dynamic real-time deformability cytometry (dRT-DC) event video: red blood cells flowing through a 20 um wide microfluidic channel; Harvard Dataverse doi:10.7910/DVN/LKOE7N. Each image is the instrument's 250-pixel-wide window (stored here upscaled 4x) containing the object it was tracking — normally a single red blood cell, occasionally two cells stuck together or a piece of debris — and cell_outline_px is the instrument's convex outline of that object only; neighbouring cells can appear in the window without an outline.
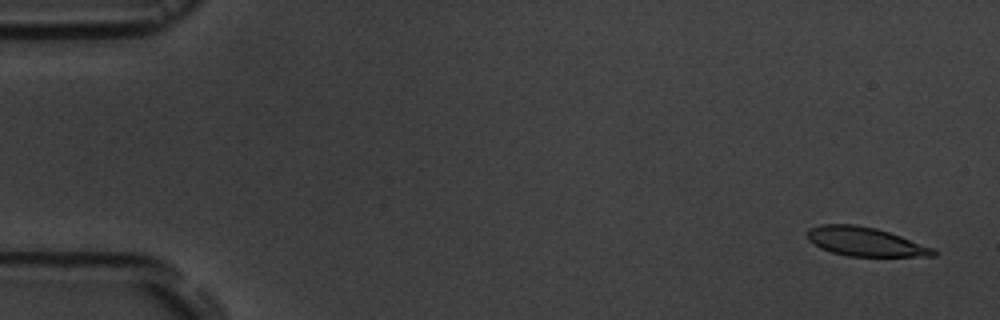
{"species": "common noctule bat (a hibernating species)", "species_latin": "Nyctalus noctula", "temperature_condition": "room temperature", "stored_images_in_passage": 5, "camera_frame_rate_fps": 3000, "um_per_image_px": 0.085, "animal": {"sex": "male", "body_mass_g": 19.5, "forearm_length_mm": 54.6}, "frame": {"image": 1, "passage_image": 1, "time_ms": 0.0, "image_size_px": [1000, 320], "cell_outline_px": [[936, 256], [848, 256], [832, 252], [820, 248], [808, 240], [804, 232], [808, 228], [820, 224], [856, 224], [876, 228], [936, 248]], "centroid_in_image_um": [73.5, 20.53], "position_along_channel_um": 11.5, "area_um2": 21.44}}
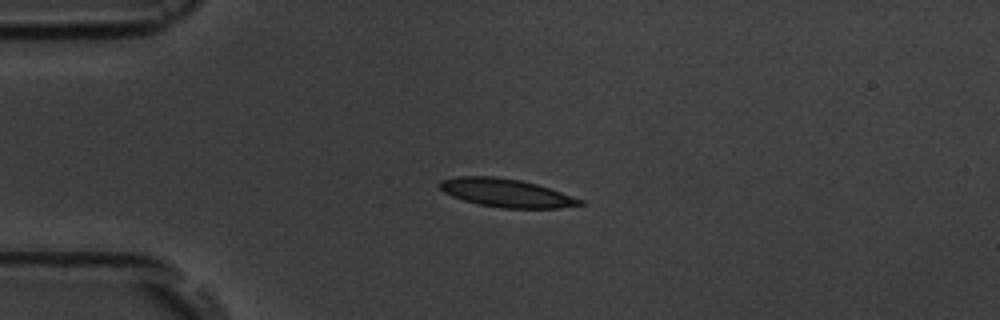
{"frame": {"image": 2, "passage_image": 4, "time_ms": 3.667, "image_size_px": [1000, 320], "cell_outline_px": [[584, 204], [560, 208], [500, 208], [476, 204], [452, 196], [444, 192], [436, 184], [440, 180], [456, 176], [496, 176], [520, 180], [536, 184], [584, 200]], "centroid_in_image_um": [42.98, 16.39], "position_along_channel_um": 42.0, "area_um2": 23.18}}